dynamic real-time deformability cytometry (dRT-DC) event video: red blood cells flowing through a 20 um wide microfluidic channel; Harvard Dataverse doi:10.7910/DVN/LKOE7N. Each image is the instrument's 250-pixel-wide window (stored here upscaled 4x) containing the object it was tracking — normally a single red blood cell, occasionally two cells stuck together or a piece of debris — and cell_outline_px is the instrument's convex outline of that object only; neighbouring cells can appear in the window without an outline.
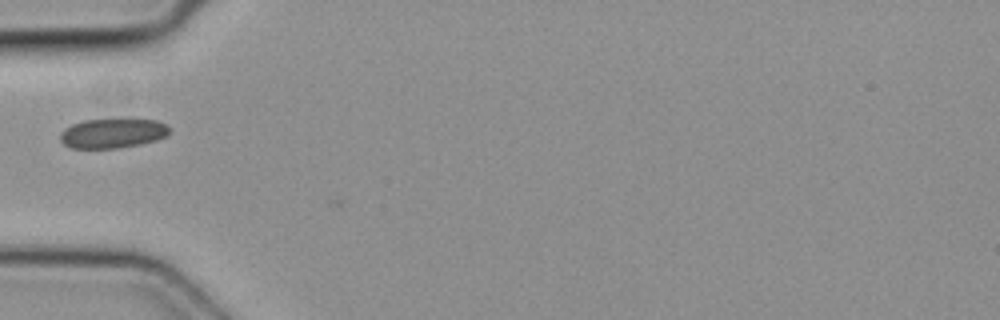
{"species": "common noctule bat (a hibernating species)", "species_latin": "Nyctalus noctula", "temperature_condition": "cold", "stored_images_in_passage": 4, "camera_frame_rate_fps": 3000, "um_per_image_px": 0.085, "animal": {"sex": "female", "body_mass_g": 19.3, "forearm_length_mm": 54.1}, "frame": {"image": 1, "passage_image": 4, "time_ms": 1.0, "image_size_px": [1000, 320], "cell_outline_px": [[168, 136], [156, 140], [140, 144], [116, 148], [68, 148], [60, 140], [60, 132], [64, 128], [72, 124], [84, 120], [156, 120], [164, 124], [168, 128]], "centroid_in_image_um": [9.52, 11.34], "position_along_channel_um": 75.5, "area_um2": 18.61}}